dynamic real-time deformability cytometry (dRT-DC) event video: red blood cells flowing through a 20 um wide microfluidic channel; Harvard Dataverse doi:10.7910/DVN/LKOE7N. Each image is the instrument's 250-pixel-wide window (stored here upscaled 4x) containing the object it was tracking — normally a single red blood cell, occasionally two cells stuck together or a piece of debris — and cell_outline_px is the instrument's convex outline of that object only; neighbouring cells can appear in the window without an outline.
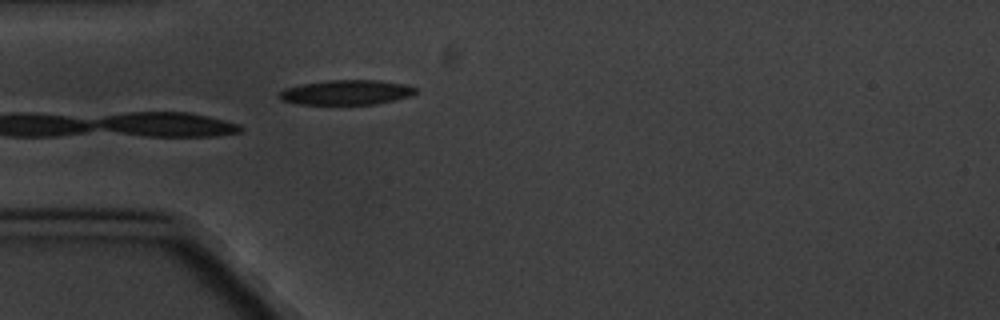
{"species": "common noctule bat (a hibernating species)", "species_latin": "Nyctalus noctula", "temperature_condition": "cold", "stored_images_in_passage": 4, "camera_frame_rate_fps": 3000, "um_per_image_px": 0.085, "animal": {"sex": "male", "body_mass_g": 20.1, "forearm_length_mm": 53.5}, "frame": {"image": 1, "passage_image": 4, "time_ms": 3.333, "image_size_px": [1000, 320], "cell_outline_px": [[416, 92], [412, 96], [396, 100], [376, 104], [296, 104], [280, 100], [276, 96], [276, 92], [284, 88], [304, 84], [328, 80], [380, 80], [400, 84], [416, 88]], "centroid_in_image_um": [29.37, 7.86], "position_along_channel_um": 55.6, "area_um2": 19.83}}